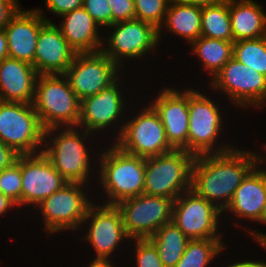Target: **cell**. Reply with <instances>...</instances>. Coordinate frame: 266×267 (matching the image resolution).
Here are the masks:
<instances>
[{
    "label": "cell",
    "mask_w": 266,
    "mask_h": 267,
    "mask_svg": "<svg viewBox=\"0 0 266 267\" xmlns=\"http://www.w3.org/2000/svg\"><path fill=\"white\" fill-rule=\"evenodd\" d=\"M44 135L33 104L0 101V141L17 155L41 153Z\"/></svg>",
    "instance_id": "7"
},
{
    "label": "cell",
    "mask_w": 266,
    "mask_h": 267,
    "mask_svg": "<svg viewBox=\"0 0 266 267\" xmlns=\"http://www.w3.org/2000/svg\"><path fill=\"white\" fill-rule=\"evenodd\" d=\"M84 184L67 183L61 189L45 198L38 206L44 217V230L54 232L81 229L89 207L93 204L85 194Z\"/></svg>",
    "instance_id": "10"
},
{
    "label": "cell",
    "mask_w": 266,
    "mask_h": 267,
    "mask_svg": "<svg viewBox=\"0 0 266 267\" xmlns=\"http://www.w3.org/2000/svg\"><path fill=\"white\" fill-rule=\"evenodd\" d=\"M174 201L160 196L141 194L116 204L125 231L131 239H147L172 221Z\"/></svg>",
    "instance_id": "11"
},
{
    "label": "cell",
    "mask_w": 266,
    "mask_h": 267,
    "mask_svg": "<svg viewBox=\"0 0 266 267\" xmlns=\"http://www.w3.org/2000/svg\"><path fill=\"white\" fill-rule=\"evenodd\" d=\"M128 121H121L118 136L112 144L122 151L143 158L168 153L174 148L169 144L160 116L149 104Z\"/></svg>",
    "instance_id": "8"
},
{
    "label": "cell",
    "mask_w": 266,
    "mask_h": 267,
    "mask_svg": "<svg viewBox=\"0 0 266 267\" xmlns=\"http://www.w3.org/2000/svg\"><path fill=\"white\" fill-rule=\"evenodd\" d=\"M120 67L102 51L94 53H76L72 64L63 74L72 90L82 101L84 98L99 93L114 83Z\"/></svg>",
    "instance_id": "14"
},
{
    "label": "cell",
    "mask_w": 266,
    "mask_h": 267,
    "mask_svg": "<svg viewBox=\"0 0 266 267\" xmlns=\"http://www.w3.org/2000/svg\"><path fill=\"white\" fill-rule=\"evenodd\" d=\"M0 192L7 196L18 207H22V175L20 155L10 166L0 171Z\"/></svg>",
    "instance_id": "31"
},
{
    "label": "cell",
    "mask_w": 266,
    "mask_h": 267,
    "mask_svg": "<svg viewBox=\"0 0 266 267\" xmlns=\"http://www.w3.org/2000/svg\"><path fill=\"white\" fill-rule=\"evenodd\" d=\"M19 8L20 5L17 0H0V29L6 26Z\"/></svg>",
    "instance_id": "37"
},
{
    "label": "cell",
    "mask_w": 266,
    "mask_h": 267,
    "mask_svg": "<svg viewBox=\"0 0 266 267\" xmlns=\"http://www.w3.org/2000/svg\"><path fill=\"white\" fill-rule=\"evenodd\" d=\"M256 165L253 151L247 152L237 147L221 154L195 156L191 190L223 211L235 190Z\"/></svg>",
    "instance_id": "1"
},
{
    "label": "cell",
    "mask_w": 266,
    "mask_h": 267,
    "mask_svg": "<svg viewBox=\"0 0 266 267\" xmlns=\"http://www.w3.org/2000/svg\"><path fill=\"white\" fill-rule=\"evenodd\" d=\"M64 18L58 26L69 46L76 53H94L101 51L103 38L100 37L99 25L83 8L60 16ZM102 38V39H101Z\"/></svg>",
    "instance_id": "23"
},
{
    "label": "cell",
    "mask_w": 266,
    "mask_h": 267,
    "mask_svg": "<svg viewBox=\"0 0 266 267\" xmlns=\"http://www.w3.org/2000/svg\"><path fill=\"white\" fill-rule=\"evenodd\" d=\"M135 243V267H165L155 245L147 239H132ZM136 240V241H135Z\"/></svg>",
    "instance_id": "33"
},
{
    "label": "cell",
    "mask_w": 266,
    "mask_h": 267,
    "mask_svg": "<svg viewBox=\"0 0 266 267\" xmlns=\"http://www.w3.org/2000/svg\"><path fill=\"white\" fill-rule=\"evenodd\" d=\"M42 10H23L21 7L4 27L10 58L28 62L34 66L36 44L40 28L50 19Z\"/></svg>",
    "instance_id": "19"
},
{
    "label": "cell",
    "mask_w": 266,
    "mask_h": 267,
    "mask_svg": "<svg viewBox=\"0 0 266 267\" xmlns=\"http://www.w3.org/2000/svg\"><path fill=\"white\" fill-rule=\"evenodd\" d=\"M222 213L190 189L174 200L172 221L190 240L222 238L218 232Z\"/></svg>",
    "instance_id": "13"
},
{
    "label": "cell",
    "mask_w": 266,
    "mask_h": 267,
    "mask_svg": "<svg viewBox=\"0 0 266 267\" xmlns=\"http://www.w3.org/2000/svg\"><path fill=\"white\" fill-rule=\"evenodd\" d=\"M232 57L266 76V36L234 41Z\"/></svg>",
    "instance_id": "30"
},
{
    "label": "cell",
    "mask_w": 266,
    "mask_h": 267,
    "mask_svg": "<svg viewBox=\"0 0 266 267\" xmlns=\"http://www.w3.org/2000/svg\"><path fill=\"white\" fill-rule=\"evenodd\" d=\"M266 201V177L256 165L235 190L229 205L222 211L239 219L262 223V208Z\"/></svg>",
    "instance_id": "22"
},
{
    "label": "cell",
    "mask_w": 266,
    "mask_h": 267,
    "mask_svg": "<svg viewBox=\"0 0 266 267\" xmlns=\"http://www.w3.org/2000/svg\"><path fill=\"white\" fill-rule=\"evenodd\" d=\"M109 27L115 30L106 42L103 41L101 51L122 70L123 60L130 58L132 61L144 57L159 44L158 29L148 22L133 19L114 23L107 28Z\"/></svg>",
    "instance_id": "12"
},
{
    "label": "cell",
    "mask_w": 266,
    "mask_h": 267,
    "mask_svg": "<svg viewBox=\"0 0 266 267\" xmlns=\"http://www.w3.org/2000/svg\"><path fill=\"white\" fill-rule=\"evenodd\" d=\"M248 230H249V233H250V235L252 236V237H254L253 239H255L256 240V242L259 244V245H261L263 248H265V250H266V234L264 233H260V232H256L255 230L253 231V230H250L249 228H248Z\"/></svg>",
    "instance_id": "42"
},
{
    "label": "cell",
    "mask_w": 266,
    "mask_h": 267,
    "mask_svg": "<svg viewBox=\"0 0 266 267\" xmlns=\"http://www.w3.org/2000/svg\"><path fill=\"white\" fill-rule=\"evenodd\" d=\"M8 43H7V36L5 33V29H0V62L8 58Z\"/></svg>",
    "instance_id": "39"
},
{
    "label": "cell",
    "mask_w": 266,
    "mask_h": 267,
    "mask_svg": "<svg viewBox=\"0 0 266 267\" xmlns=\"http://www.w3.org/2000/svg\"><path fill=\"white\" fill-rule=\"evenodd\" d=\"M22 175V206L35 208L68 182L43 153L20 155Z\"/></svg>",
    "instance_id": "16"
},
{
    "label": "cell",
    "mask_w": 266,
    "mask_h": 267,
    "mask_svg": "<svg viewBox=\"0 0 266 267\" xmlns=\"http://www.w3.org/2000/svg\"><path fill=\"white\" fill-rule=\"evenodd\" d=\"M184 3L198 4V5H214L222 3L226 0H177Z\"/></svg>",
    "instance_id": "43"
},
{
    "label": "cell",
    "mask_w": 266,
    "mask_h": 267,
    "mask_svg": "<svg viewBox=\"0 0 266 267\" xmlns=\"http://www.w3.org/2000/svg\"><path fill=\"white\" fill-rule=\"evenodd\" d=\"M164 28L193 43L201 36V5L170 0L164 23L158 29L159 42Z\"/></svg>",
    "instance_id": "25"
},
{
    "label": "cell",
    "mask_w": 266,
    "mask_h": 267,
    "mask_svg": "<svg viewBox=\"0 0 266 267\" xmlns=\"http://www.w3.org/2000/svg\"><path fill=\"white\" fill-rule=\"evenodd\" d=\"M18 155L7 145L0 141V171L10 166Z\"/></svg>",
    "instance_id": "38"
},
{
    "label": "cell",
    "mask_w": 266,
    "mask_h": 267,
    "mask_svg": "<svg viewBox=\"0 0 266 267\" xmlns=\"http://www.w3.org/2000/svg\"><path fill=\"white\" fill-rule=\"evenodd\" d=\"M201 36L233 41L229 0L219 4L201 6Z\"/></svg>",
    "instance_id": "28"
},
{
    "label": "cell",
    "mask_w": 266,
    "mask_h": 267,
    "mask_svg": "<svg viewBox=\"0 0 266 267\" xmlns=\"http://www.w3.org/2000/svg\"><path fill=\"white\" fill-rule=\"evenodd\" d=\"M112 13V24L135 19L134 0H108Z\"/></svg>",
    "instance_id": "35"
},
{
    "label": "cell",
    "mask_w": 266,
    "mask_h": 267,
    "mask_svg": "<svg viewBox=\"0 0 266 267\" xmlns=\"http://www.w3.org/2000/svg\"><path fill=\"white\" fill-rule=\"evenodd\" d=\"M83 8L101 28L112 25V13L108 0H83Z\"/></svg>",
    "instance_id": "34"
},
{
    "label": "cell",
    "mask_w": 266,
    "mask_h": 267,
    "mask_svg": "<svg viewBox=\"0 0 266 267\" xmlns=\"http://www.w3.org/2000/svg\"><path fill=\"white\" fill-rule=\"evenodd\" d=\"M192 52L199 57L201 65L213 78L232 58L233 41L200 36L193 43ZM213 75V76H212Z\"/></svg>",
    "instance_id": "27"
},
{
    "label": "cell",
    "mask_w": 266,
    "mask_h": 267,
    "mask_svg": "<svg viewBox=\"0 0 266 267\" xmlns=\"http://www.w3.org/2000/svg\"><path fill=\"white\" fill-rule=\"evenodd\" d=\"M226 267V266H225ZM227 267H266V262L263 260L259 261H251V260H244V261H238L233 264H229Z\"/></svg>",
    "instance_id": "40"
},
{
    "label": "cell",
    "mask_w": 266,
    "mask_h": 267,
    "mask_svg": "<svg viewBox=\"0 0 266 267\" xmlns=\"http://www.w3.org/2000/svg\"><path fill=\"white\" fill-rule=\"evenodd\" d=\"M100 155L97 178L108 196L103 204L116 205L144 193L146 158L128 154L115 144Z\"/></svg>",
    "instance_id": "2"
},
{
    "label": "cell",
    "mask_w": 266,
    "mask_h": 267,
    "mask_svg": "<svg viewBox=\"0 0 266 267\" xmlns=\"http://www.w3.org/2000/svg\"><path fill=\"white\" fill-rule=\"evenodd\" d=\"M170 0H134L135 19L148 22L157 29L164 23Z\"/></svg>",
    "instance_id": "32"
},
{
    "label": "cell",
    "mask_w": 266,
    "mask_h": 267,
    "mask_svg": "<svg viewBox=\"0 0 266 267\" xmlns=\"http://www.w3.org/2000/svg\"><path fill=\"white\" fill-rule=\"evenodd\" d=\"M188 107V153L194 156L221 154L235 148L225 143L220 144L221 147L218 145L216 147V144H219L217 143L218 136L223 130V115L220 113L218 103L216 105L215 101L204 93L188 88Z\"/></svg>",
    "instance_id": "6"
},
{
    "label": "cell",
    "mask_w": 266,
    "mask_h": 267,
    "mask_svg": "<svg viewBox=\"0 0 266 267\" xmlns=\"http://www.w3.org/2000/svg\"><path fill=\"white\" fill-rule=\"evenodd\" d=\"M80 104L63 74L38 76L33 106L45 130L78 127Z\"/></svg>",
    "instance_id": "4"
},
{
    "label": "cell",
    "mask_w": 266,
    "mask_h": 267,
    "mask_svg": "<svg viewBox=\"0 0 266 267\" xmlns=\"http://www.w3.org/2000/svg\"><path fill=\"white\" fill-rule=\"evenodd\" d=\"M113 261H94L92 260L88 267H114Z\"/></svg>",
    "instance_id": "44"
},
{
    "label": "cell",
    "mask_w": 266,
    "mask_h": 267,
    "mask_svg": "<svg viewBox=\"0 0 266 267\" xmlns=\"http://www.w3.org/2000/svg\"><path fill=\"white\" fill-rule=\"evenodd\" d=\"M39 74L28 62L5 58L0 62V101L33 104Z\"/></svg>",
    "instance_id": "21"
},
{
    "label": "cell",
    "mask_w": 266,
    "mask_h": 267,
    "mask_svg": "<svg viewBox=\"0 0 266 267\" xmlns=\"http://www.w3.org/2000/svg\"><path fill=\"white\" fill-rule=\"evenodd\" d=\"M17 206L14 202H12L7 196L0 192V215L6 214V211ZM12 207V208H11Z\"/></svg>",
    "instance_id": "41"
},
{
    "label": "cell",
    "mask_w": 266,
    "mask_h": 267,
    "mask_svg": "<svg viewBox=\"0 0 266 267\" xmlns=\"http://www.w3.org/2000/svg\"><path fill=\"white\" fill-rule=\"evenodd\" d=\"M75 55L55 23L47 21L40 28L34 58L39 75L64 74Z\"/></svg>",
    "instance_id": "20"
},
{
    "label": "cell",
    "mask_w": 266,
    "mask_h": 267,
    "mask_svg": "<svg viewBox=\"0 0 266 267\" xmlns=\"http://www.w3.org/2000/svg\"><path fill=\"white\" fill-rule=\"evenodd\" d=\"M88 220L89 223H87ZM84 223L90 225L83 240L90 242L96 251L94 261H110L112 252L118 249L116 247L126 239L131 240L125 231L121 212L116 205L99 206L93 203L88 209L82 226Z\"/></svg>",
    "instance_id": "15"
},
{
    "label": "cell",
    "mask_w": 266,
    "mask_h": 267,
    "mask_svg": "<svg viewBox=\"0 0 266 267\" xmlns=\"http://www.w3.org/2000/svg\"><path fill=\"white\" fill-rule=\"evenodd\" d=\"M148 239L157 248L159 258L165 267H174L178 263L190 240L173 221L164 224Z\"/></svg>",
    "instance_id": "26"
},
{
    "label": "cell",
    "mask_w": 266,
    "mask_h": 267,
    "mask_svg": "<svg viewBox=\"0 0 266 267\" xmlns=\"http://www.w3.org/2000/svg\"><path fill=\"white\" fill-rule=\"evenodd\" d=\"M194 159L183 149L146 158L144 194L174 201L190 190Z\"/></svg>",
    "instance_id": "5"
},
{
    "label": "cell",
    "mask_w": 266,
    "mask_h": 267,
    "mask_svg": "<svg viewBox=\"0 0 266 267\" xmlns=\"http://www.w3.org/2000/svg\"><path fill=\"white\" fill-rule=\"evenodd\" d=\"M262 224H266V201L262 208Z\"/></svg>",
    "instance_id": "46"
},
{
    "label": "cell",
    "mask_w": 266,
    "mask_h": 267,
    "mask_svg": "<svg viewBox=\"0 0 266 267\" xmlns=\"http://www.w3.org/2000/svg\"><path fill=\"white\" fill-rule=\"evenodd\" d=\"M209 82L214 90L226 94L238 107H265L266 76L233 57Z\"/></svg>",
    "instance_id": "9"
},
{
    "label": "cell",
    "mask_w": 266,
    "mask_h": 267,
    "mask_svg": "<svg viewBox=\"0 0 266 267\" xmlns=\"http://www.w3.org/2000/svg\"><path fill=\"white\" fill-rule=\"evenodd\" d=\"M253 0H229L233 42L266 36V13Z\"/></svg>",
    "instance_id": "24"
},
{
    "label": "cell",
    "mask_w": 266,
    "mask_h": 267,
    "mask_svg": "<svg viewBox=\"0 0 266 267\" xmlns=\"http://www.w3.org/2000/svg\"><path fill=\"white\" fill-rule=\"evenodd\" d=\"M222 238L189 240L185 252L174 267H208L226 247Z\"/></svg>",
    "instance_id": "29"
},
{
    "label": "cell",
    "mask_w": 266,
    "mask_h": 267,
    "mask_svg": "<svg viewBox=\"0 0 266 267\" xmlns=\"http://www.w3.org/2000/svg\"><path fill=\"white\" fill-rule=\"evenodd\" d=\"M120 80L118 78L99 93L81 101L79 128L82 127L81 129L95 133L96 131H105L109 127L114 128L112 124H117L120 119L125 120L122 115L126 112L124 111V109L126 110V99H123L125 97L120 90Z\"/></svg>",
    "instance_id": "17"
},
{
    "label": "cell",
    "mask_w": 266,
    "mask_h": 267,
    "mask_svg": "<svg viewBox=\"0 0 266 267\" xmlns=\"http://www.w3.org/2000/svg\"><path fill=\"white\" fill-rule=\"evenodd\" d=\"M264 146H265V151H266V145H264ZM255 155H256V162H257V165H260V163H261V164L265 163L266 160H264V159H266V157H264V155L261 156L259 153H258V154L255 153ZM263 160H264V161H263ZM258 167L261 169V171L263 172V174H264L265 177H266V170L262 169L260 166H258Z\"/></svg>",
    "instance_id": "45"
},
{
    "label": "cell",
    "mask_w": 266,
    "mask_h": 267,
    "mask_svg": "<svg viewBox=\"0 0 266 267\" xmlns=\"http://www.w3.org/2000/svg\"><path fill=\"white\" fill-rule=\"evenodd\" d=\"M160 92L155 100L149 103L160 116L169 144L174 149L188 152V89L178 91L168 87Z\"/></svg>",
    "instance_id": "18"
},
{
    "label": "cell",
    "mask_w": 266,
    "mask_h": 267,
    "mask_svg": "<svg viewBox=\"0 0 266 267\" xmlns=\"http://www.w3.org/2000/svg\"><path fill=\"white\" fill-rule=\"evenodd\" d=\"M78 130L79 127L46 129L42 153L68 183H81L85 186L89 181L92 169L90 167L92 162L89 161L91 160L90 150L86 147L85 142L92 133L84 129H80V132ZM49 136L51 137L49 138Z\"/></svg>",
    "instance_id": "3"
},
{
    "label": "cell",
    "mask_w": 266,
    "mask_h": 267,
    "mask_svg": "<svg viewBox=\"0 0 266 267\" xmlns=\"http://www.w3.org/2000/svg\"><path fill=\"white\" fill-rule=\"evenodd\" d=\"M45 6L51 13L62 16L65 13L83 7V0H45Z\"/></svg>",
    "instance_id": "36"
}]
</instances>
